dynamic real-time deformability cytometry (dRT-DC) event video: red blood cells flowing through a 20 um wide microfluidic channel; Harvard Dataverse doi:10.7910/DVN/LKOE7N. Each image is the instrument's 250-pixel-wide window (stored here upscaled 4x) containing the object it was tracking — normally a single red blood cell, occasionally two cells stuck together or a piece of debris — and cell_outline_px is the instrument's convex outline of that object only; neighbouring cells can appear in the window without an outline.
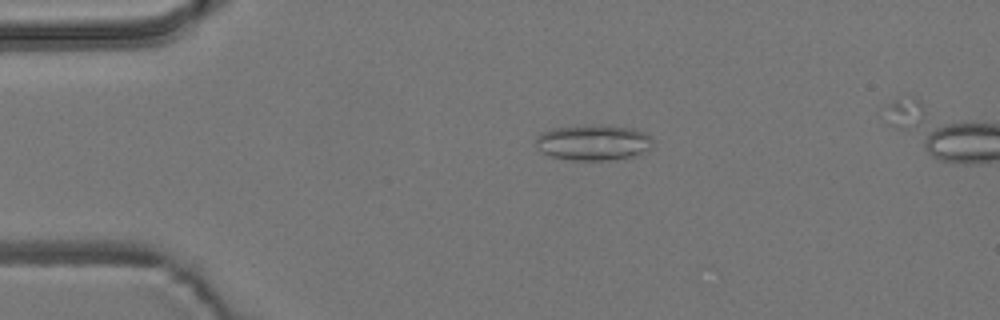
{"species": "common noctule bat (a hibernating species)", "species_latin": "Nyctalus noctula", "temperature_condition": "room temperature", "stored_images_in_passage": 5, "camera_frame_rate_fps": 3000, "um_per_image_px": 0.085, "animal": {"sex": "male", "body_mass_g": 19.2, "forearm_length_mm": 51.8}, "frame": {"image": 1, "passage_image": 3, "time_ms": 3.333, "image_size_px": [1000, 320], "cell_outline_px": [[652, 144], [648, 152], [636, 156], [608, 160], [572, 160], [552, 156], [540, 152], [536, 148], [536, 136], [540, 132], [552, 128], [588, 124], [608, 124], [632, 128], [644, 132], [652, 140]], "centroid_in_image_um": [50.42, 12.09], "position_along_channel_um": 34.6, "area_um2": 24.91}}